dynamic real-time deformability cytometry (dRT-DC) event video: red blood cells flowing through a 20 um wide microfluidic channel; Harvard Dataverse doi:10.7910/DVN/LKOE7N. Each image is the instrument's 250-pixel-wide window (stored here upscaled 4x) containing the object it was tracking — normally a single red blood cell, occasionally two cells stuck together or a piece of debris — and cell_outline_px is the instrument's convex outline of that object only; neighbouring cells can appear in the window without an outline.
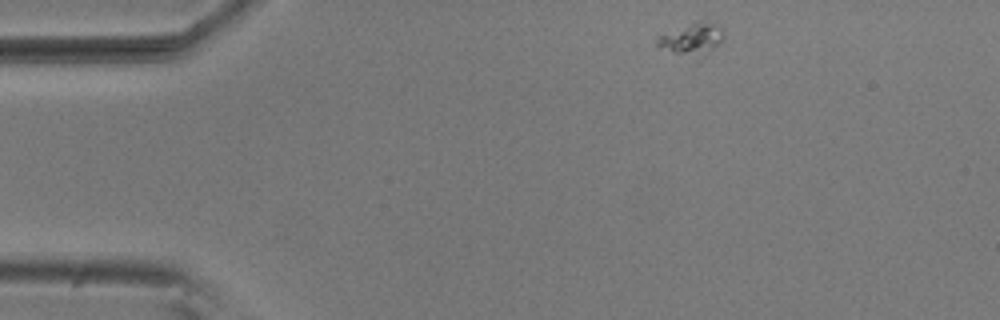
{"species": "common noctule bat (a hibernating species)", "species_latin": "Nyctalus noctula", "temperature_condition": "room temperature", "stored_images_in_passage": 3, "camera_frame_rate_fps": 3000, "um_per_image_px": 0.085, "animal": {"sex": "male", "body_mass_g": 20.5, "forearm_length_mm": 52.5}, "frame": {"image": 1, "passage_image": 1, "time_ms": 0.0, "image_size_px": [1000, 320], "cell_outline_px": [[724, 36], [720, 44], [700, 60], [676, 52], [656, 44], [652, 40], [656, 36], [696, 20], [700, 20], [716, 24], [720, 28]], "centroid_in_image_um": [58.82, 3.31], "position_along_channel_um": 26.2, "area_um2": 12.54}}